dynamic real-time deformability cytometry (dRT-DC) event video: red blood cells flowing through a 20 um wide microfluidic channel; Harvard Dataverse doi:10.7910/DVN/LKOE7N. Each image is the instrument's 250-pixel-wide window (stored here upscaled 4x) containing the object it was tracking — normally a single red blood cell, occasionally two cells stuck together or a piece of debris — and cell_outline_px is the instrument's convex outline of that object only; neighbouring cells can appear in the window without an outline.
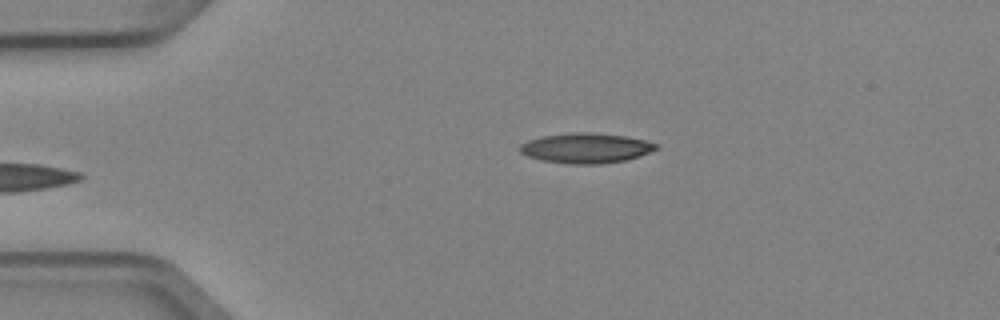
{"species": "Egyptian fruit bat (a non-hibernating species)", "species_latin": "Rousettus aegyptiacus", "temperature_condition": "cold", "stored_images_in_passage": 4, "camera_frame_rate_fps": 3000, "um_per_image_px": 0.085, "animal": {"sex": "female"}, "frame": {"image": 1, "passage_image": 4, "time_ms": 1.0, "image_size_px": [1000, 320], "cell_outline_px": [[660, 148], [640, 156], [628, 160], [600, 164], [572, 164], [544, 160], [528, 156], [520, 152], [520, 144], [528, 140], [540, 136], [576, 132], [580, 132], [624, 136], [644, 140], [660, 144]], "centroid_in_image_um": [49.84, 12.59], "position_along_channel_um": 35.2, "area_um2": 23.76}}